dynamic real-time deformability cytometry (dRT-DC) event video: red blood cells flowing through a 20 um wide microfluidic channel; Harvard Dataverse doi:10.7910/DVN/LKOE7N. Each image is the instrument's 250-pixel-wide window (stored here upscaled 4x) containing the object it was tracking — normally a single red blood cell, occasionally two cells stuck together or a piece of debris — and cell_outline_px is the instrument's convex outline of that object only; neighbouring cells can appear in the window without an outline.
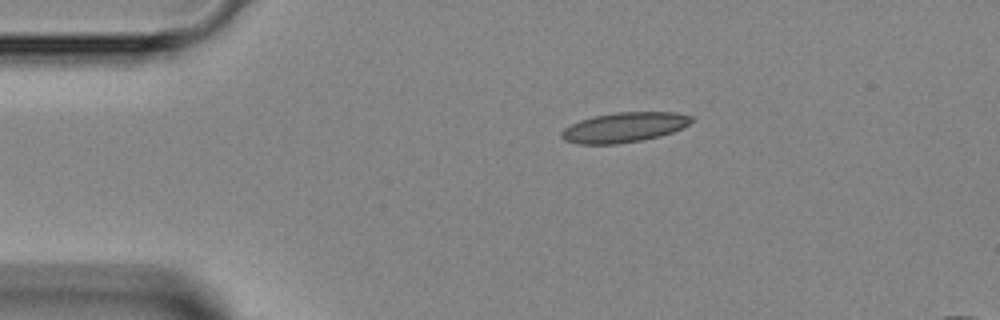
{"species": "Egyptian fruit bat (a non-hibernating species)", "species_latin": "Rousettus aegyptiacus", "temperature_condition": "room temperature", "stored_images_in_passage": 3, "segment_of_instrument_passage": [1, 2], "camera_frame_rate_fps": 3000, "um_per_image_px": 0.085, "animal": {"sex": "female"}, "frame": {"image": 1, "passage_image": 1, "time_ms": 0.0, "image_size_px": [1000, 320], "cell_outline_px": [[696, 120], [672, 132], [660, 136], [640, 140], [616, 144], [576, 144], [564, 140], [560, 136], [560, 132], [564, 128], [580, 120], [596, 116], [616, 112], [676, 112], [696, 116]], "centroid_in_image_um": [53.08, 10.82], "position_along_channel_um": 31.9, "area_um2": 22.72}}